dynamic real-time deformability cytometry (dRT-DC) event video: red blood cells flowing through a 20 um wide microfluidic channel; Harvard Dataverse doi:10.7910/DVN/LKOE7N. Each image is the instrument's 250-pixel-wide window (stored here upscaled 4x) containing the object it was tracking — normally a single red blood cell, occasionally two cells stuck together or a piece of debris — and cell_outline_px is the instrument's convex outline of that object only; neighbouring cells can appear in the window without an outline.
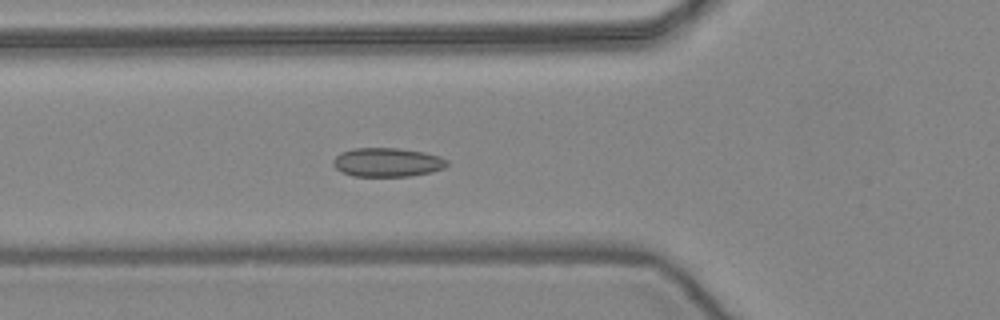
{"species": "common noctule bat (a hibernating species)", "species_latin": "Nyctalus noctula", "temperature_condition": "warm", "stored_images_in_passage": 52, "camera_frame_rate_fps": 3000, "um_per_image_px": 0.085, "animal": {"sex": "female", "body_mass_g": 24.6, "forearm_length_mm": 56.2}, "frame": {"image": 1, "passage_image": 18, "time_ms": 5.667, "image_size_px": [1000, 320], "cell_outline_px": [[448, 164], [444, 168], [432, 172], [408, 176], [352, 176], [340, 172], [332, 164], [332, 160], [340, 152], [352, 148], [400, 148], [424, 152], [440, 156], [448, 160]], "centroid_in_image_um": [32.9, 13.79], "position_along_channel_um": 92.9, "area_um2": 19.42}}
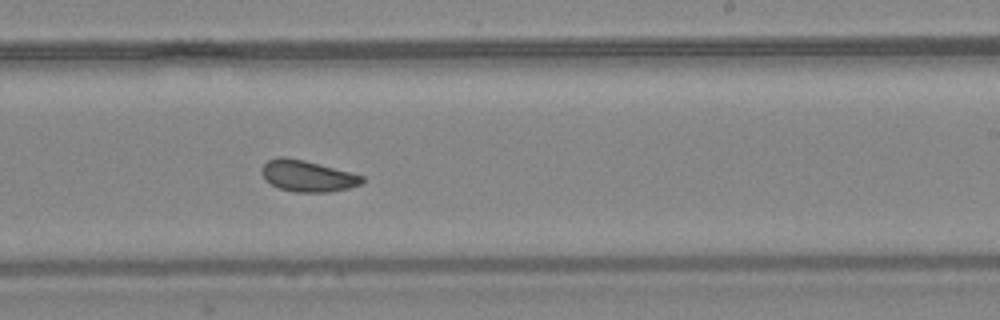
{"frame": {"image": 2, "passage_image": 31, "time_ms": 10.0, "image_size_px": [1000, 320], "cell_outline_px": [[364, 180], [360, 184], [348, 188], [332, 192], [296, 192], [280, 188], [264, 180], [260, 172], [260, 168], [268, 160], [280, 156], [284, 156], [304, 160], [352, 172], [364, 176]], "centroid_in_image_um": [26.12, 14.95], "position_along_channel_um": 262.9, "area_um2": 18.44}}
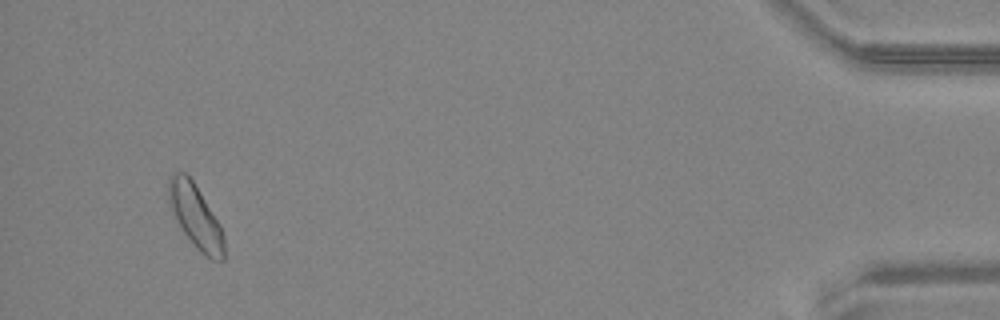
{"frame": {"image": 3, "passage_image": 49, "time_ms": 16.0, "image_size_px": [1000, 320], "cell_outline_px": [[224, 260], [212, 260], [204, 256], [192, 244], [176, 220], [168, 204], [168, 176], [172, 172], [184, 172], [192, 180], [220, 224], [224, 236]], "centroid_in_image_um": [16.6, 18.4], "position_along_channel_um": 418.6, "area_um2": 20.58}, "authors_computed_cell_mechanics": {"area_um2": 19.0451, "velocity_mm_per_s": 3.917, "shape_relaxation_time_tau1_ms": null, "shape_relaxation_time_tau2_ms": 2.2974, "deformation_change_tau1": null, "deformation_change_tau2": 0.0672}}